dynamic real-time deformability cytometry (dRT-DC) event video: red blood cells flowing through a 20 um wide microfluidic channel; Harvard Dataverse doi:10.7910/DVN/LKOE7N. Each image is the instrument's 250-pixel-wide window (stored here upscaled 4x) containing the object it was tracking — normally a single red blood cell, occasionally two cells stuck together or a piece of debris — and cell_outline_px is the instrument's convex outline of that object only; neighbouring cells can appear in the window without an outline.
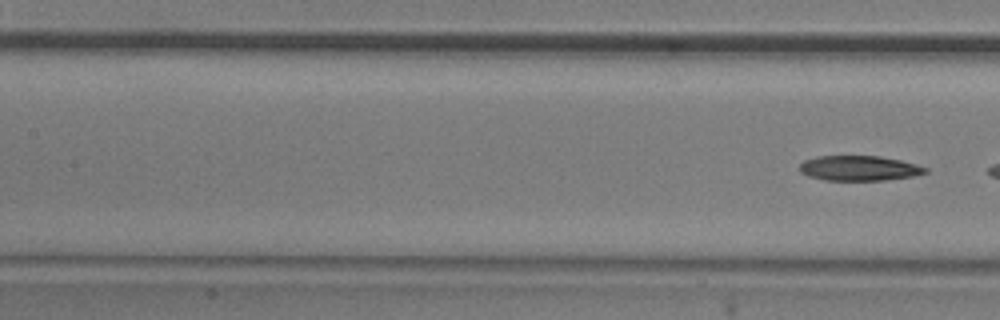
{"species": "common noctule bat (a hibernating species)", "species_latin": "Nyctalus noctula", "temperature_condition": "room temperature", "stored_images_in_passage": 8, "camera_frame_rate_fps": 3000, "um_per_image_px": 0.085, "animal": {"sex": "male", "body_mass_g": 20.5, "forearm_length_mm": 52.5}, "frame": {"image": 1, "passage_image": 8, "time_ms": 2.333, "image_size_px": [1000, 320], "cell_outline_px": [[928, 172], [912, 176], [884, 180], [824, 180], [808, 176], [800, 172], [800, 164], [804, 160], [816, 156], [880, 156], [900, 160], [916, 164], [928, 168]], "centroid_in_image_um": [73.01, 14.29], "position_along_channel_um": 134.4, "area_um2": 18.32}}